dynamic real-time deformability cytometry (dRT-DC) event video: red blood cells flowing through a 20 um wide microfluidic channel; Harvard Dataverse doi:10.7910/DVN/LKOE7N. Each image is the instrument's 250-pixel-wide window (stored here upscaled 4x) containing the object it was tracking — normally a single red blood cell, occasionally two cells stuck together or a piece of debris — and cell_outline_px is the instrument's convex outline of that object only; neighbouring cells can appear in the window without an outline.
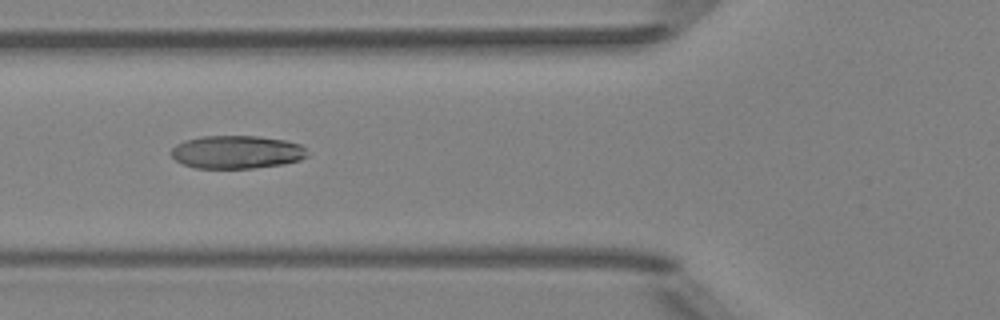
{"species": "Egyptian fruit bat (a non-hibernating species)", "species_latin": "Rousettus aegyptiacus", "temperature_condition": "room temperature", "stored_images_in_passage": 6, "camera_frame_rate_fps": 3000, "um_per_image_px": 0.085, "animal": {"sex": "female"}, "frame": {"image": 1, "passage_image": 6, "time_ms": 5.667, "image_size_px": [1000, 320], "cell_outline_px": [[308, 156], [300, 160], [284, 164], [252, 168], [196, 168], [184, 164], [176, 160], [172, 156], [172, 148], [176, 144], [184, 140], [200, 136], [256, 136], [284, 140], [300, 144], [304, 148]], "centroid_in_image_um": [20.12, 12.92], "position_along_channel_um": 105.7, "area_um2": 26.18}}